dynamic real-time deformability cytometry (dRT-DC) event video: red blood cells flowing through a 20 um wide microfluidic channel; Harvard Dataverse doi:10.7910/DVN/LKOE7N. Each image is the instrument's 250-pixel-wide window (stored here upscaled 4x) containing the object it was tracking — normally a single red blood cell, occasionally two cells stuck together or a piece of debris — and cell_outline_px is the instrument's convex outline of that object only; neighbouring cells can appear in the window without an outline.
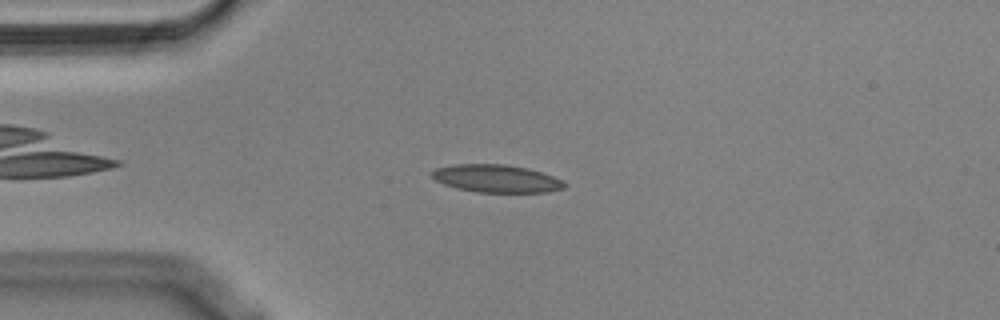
{"species": "Egyptian fruit bat (a non-hibernating species)", "species_latin": "Rousettus aegyptiacus", "temperature_condition": "cold", "stored_images_in_passage": 49, "camera_frame_rate_fps": 3000, "um_per_image_px": 0.085, "animal": {"sex": "male"}, "frame": {"image": 1, "passage_image": 7, "time_ms": 2.0, "image_size_px": [1000, 320], "cell_outline_px": [[568, 184], [564, 188], [548, 192], [476, 192], [456, 188], [444, 184], [436, 180], [432, 176], [432, 172], [436, 168], [456, 164], [504, 164], [528, 168], [552, 176]], "centroid_in_image_um": [42.2, 15.18], "position_along_channel_um": 42.8, "area_um2": 21.27}}
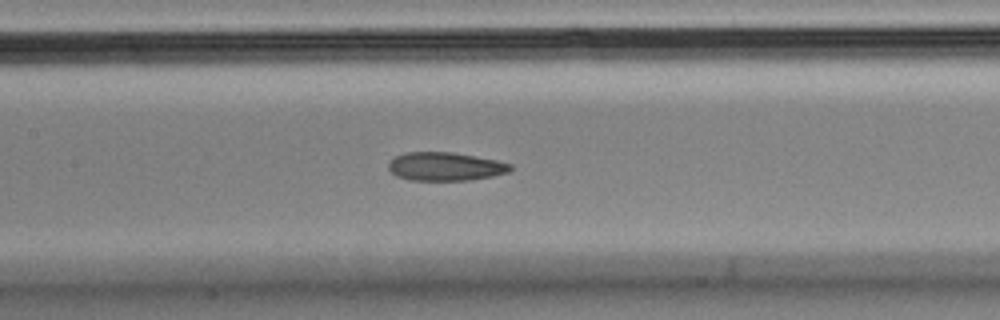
{"frame": {"image": 2, "passage_image": 19, "time_ms": 6.0, "image_size_px": [1000, 320], "cell_outline_px": [[512, 168], [508, 172], [492, 176], [468, 180], [408, 180], [396, 176], [388, 168], [388, 164], [396, 156], [404, 152], [452, 152], [496, 160], [512, 164]], "centroid_in_image_um": [37.83, 14.15], "position_along_channel_um": 169.6, "area_um2": 20.11}}
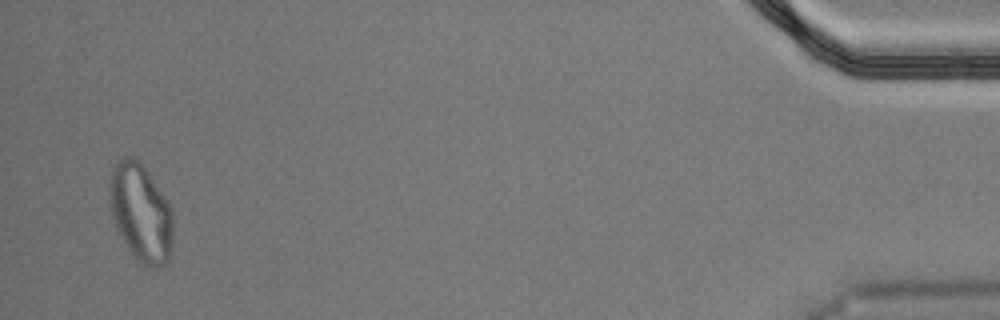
{"frame": {"image": 3, "passage_image": 47, "time_ms": 15.333, "image_size_px": [1000, 320], "cell_outline_px": [[172, 248], [168, 260], [164, 264], [156, 268], [152, 268], [140, 264], [128, 248], [112, 216], [112, 168], [116, 160], [124, 156], [132, 156], [140, 160], [148, 172], [168, 204], [172, 212]], "centroid_in_image_um": [12.0, 18.09], "position_along_channel_um": 423.2, "area_um2": 35.32}, "authors_computed_cell_mechanics": {"area_um2": 21.4438, "velocity_mm_per_s": 3.6211, "shape_relaxation_time_tau1_ms": null, "shape_relaxation_time_tau2_ms": 3.0823, "deformation_change_tau1": null, "deformation_change_tau2": 0.1061}}